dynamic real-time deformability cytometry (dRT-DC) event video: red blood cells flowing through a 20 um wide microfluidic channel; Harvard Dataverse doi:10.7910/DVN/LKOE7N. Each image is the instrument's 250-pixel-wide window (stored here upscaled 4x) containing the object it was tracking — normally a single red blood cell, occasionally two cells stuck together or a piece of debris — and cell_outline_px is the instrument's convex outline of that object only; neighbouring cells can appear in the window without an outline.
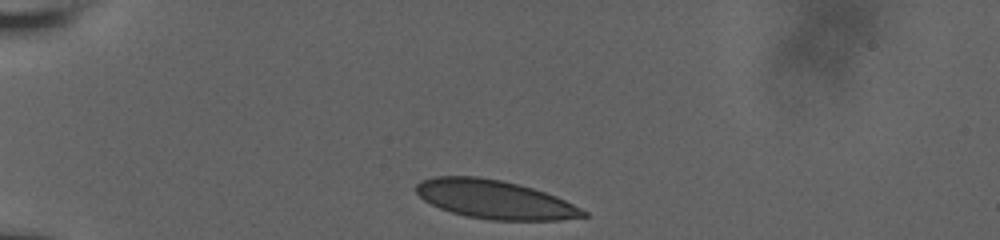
{"species": "human", "species_latin": "Homo sapiens", "temperature_condition": "room temperature", "stored_images_in_passage": 34, "camera_frame_rate_fps": 3000, "um_per_image_px": 0.085, "donor": {"sex": "male"}, "frame": {"image": 1, "passage_image": 1, "time_ms": 0.0, "image_size_px": [1000, 240], "cell_outline_px": [[588, 216], [560, 220], [488, 220], [468, 216], [452, 212], [440, 208], [424, 200], [416, 192], [416, 184], [424, 180], [436, 176], [476, 176], [500, 180], [532, 188], [556, 196], [588, 212]], "centroid_in_image_um": [42.06, 16.96], "position_along_channel_um": 42.9, "area_um2": 37.22}}
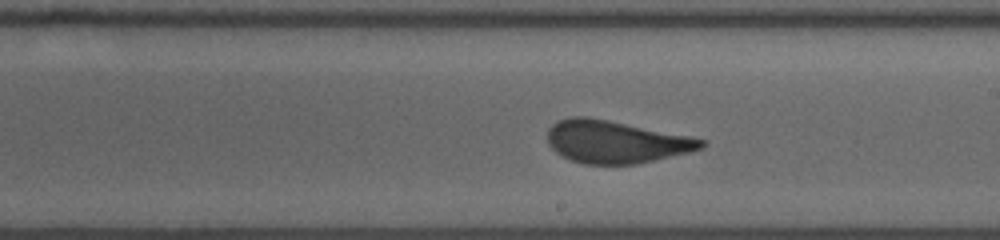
{"frame": {"image": 2, "passage_image": 20, "time_ms": 6.333, "image_size_px": [1000, 240], "cell_outline_px": [[708, 144], [704, 148], [688, 152], [636, 164], [584, 164], [560, 156], [548, 144], [548, 128], [552, 124], [560, 120], [572, 116], [588, 116], [708, 140]], "centroid_in_image_um": [52.32, 12.05], "position_along_channel_um": 236.7, "area_um2": 37.97}}
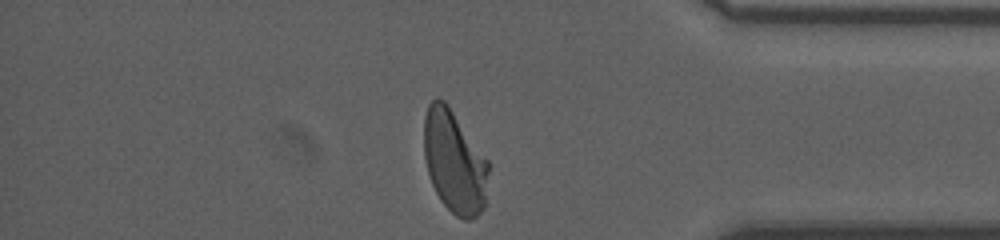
{"frame": {"image": 3, "passage_image": 34, "time_ms": 11.0, "image_size_px": [1000, 240], "cell_outline_px": [[488, 172], [484, 208], [476, 216], [468, 220], [464, 220], [456, 216], [440, 200], [428, 176], [424, 156], [424, 116], [428, 104], [432, 100], [444, 100], [448, 104], [488, 160]], "centroid_in_image_um": [38.6, 13.75], "position_along_channel_um": 396.6, "area_um2": 38.55}, "authors_computed_cell_mechanics": {"area_um2": 38.437, "velocity_mm_per_s": 3.8117, "shape_relaxation_time_tau1_ms": 6.8792, "shape_relaxation_time_tau2_ms": null, "deformation_change_tau1": 0.1958, "deformation_change_tau2": null}}